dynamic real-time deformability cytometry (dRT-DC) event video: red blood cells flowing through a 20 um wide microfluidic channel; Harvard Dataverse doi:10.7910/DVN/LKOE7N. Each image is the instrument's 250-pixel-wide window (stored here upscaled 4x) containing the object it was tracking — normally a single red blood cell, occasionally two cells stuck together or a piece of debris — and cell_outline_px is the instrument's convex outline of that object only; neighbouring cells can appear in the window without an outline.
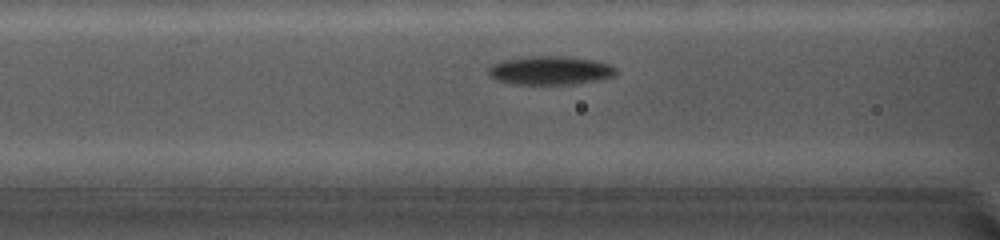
{"species": "common noctule bat (a hibernating species)", "species_latin": "Nyctalus noctula", "temperature_condition": "cold", "stored_images_in_passage": 12, "camera_frame_rate_fps": 5000, "um_per_image_px": 0.085, "animal": {"sex": "female", "body_mass_g": 19.0, "forearm_length_mm": 56.7}, "frame": {"image": 1, "passage_image": 9, "time_ms": 2.4, "image_size_px": [1000, 240], "cell_outline_px": [[616, 76], [600, 80], [572, 84], [512, 84], [496, 80], [488, 72], [488, 64], [500, 60], [528, 56], [568, 56], [592, 60], [612, 64], [616, 68]], "centroid_in_image_um": [46.76, 5.98], "position_along_channel_um": 119.8, "area_um2": 21.68}}